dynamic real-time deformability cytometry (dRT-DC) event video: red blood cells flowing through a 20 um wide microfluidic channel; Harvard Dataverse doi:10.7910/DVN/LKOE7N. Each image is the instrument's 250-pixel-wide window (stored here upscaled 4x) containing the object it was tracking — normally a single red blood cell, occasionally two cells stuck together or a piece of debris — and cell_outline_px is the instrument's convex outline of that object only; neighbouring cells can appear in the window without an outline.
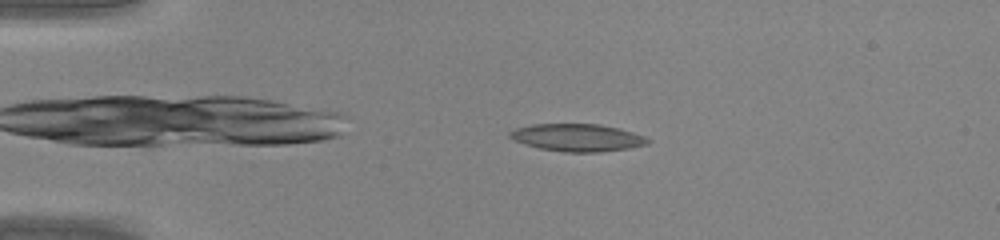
{"species": "common noctule bat (a hibernating species)", "species_latin": "Nyctalus noctula", "temperature_condition": "warm", "stored_images_in_passage": 41, "camera_frame_rate_fps": 3000, "um_per_image_px": 0.085, "animal": {"sex": "male", "body_mass_g": 20.0, "forearm_length_mm": 53.3}, "frame": {"image": 1, "passage_image": 5, "time_ms": 1.333, "image_size_px": [1000, 240], "cell_outline_px": [[652, 140], [648, 144], [628, 148], [600, 152], [564, 152], [540, 148], [524, 144], [508, 136], [508, 132], [516, 128], [532, 124], [600, 124], [620, 128], [644, 136]], "centroid_in_image_um": [49.09, 11.69], "position_along_channel_um": 35.9, "area_um2": 22.08}}
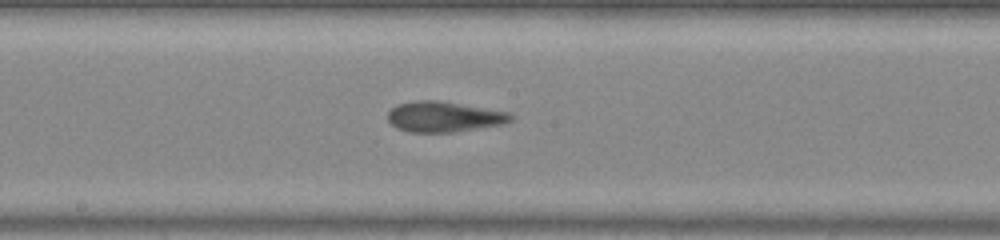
{"frame": {"image": 2, "passage_image": 20, "time_ms": 6.333, "image_size_px": [1000, 240], "cell_outline_px": [[516, 116], [512, 120], [504, 124], [456, 132], [412, 132], [396, 128], [388, 120], [388, 112], [392, 108], [400, 104], [420, 100], [436, 100], [512, 112]], "centroid_in_image_um": [37.81, 9.93], "position_along_channel_um": 210.4, "area_um2": 21.91}}
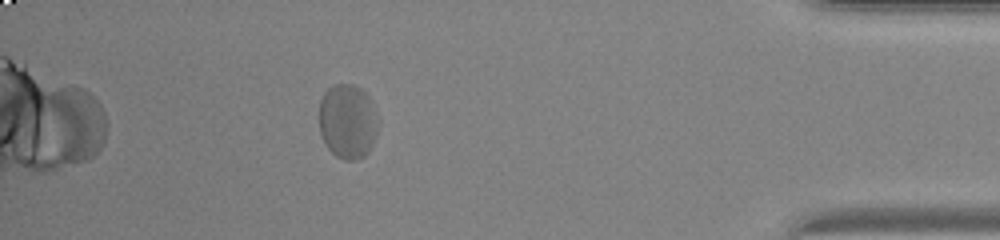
{"frame": {"image": 3, "passage_image": 36, "time_ms": 11.667, "image_size_px": [1000, 240], "cell_outline_px": [[380, 124], [376, 136], [368, 152], [364, 156], [356, 160], [344, 160], [336, 156], [324, 144], [320, 132], [320, 100], [324, 92], [332, 84], [352, 84], [360, 88], [372, 100], [380, 120]], "centroid_in_image_um": [29.58, 10.31], "position_along_channel_um": 405.6, "area_um2": 26.18}}